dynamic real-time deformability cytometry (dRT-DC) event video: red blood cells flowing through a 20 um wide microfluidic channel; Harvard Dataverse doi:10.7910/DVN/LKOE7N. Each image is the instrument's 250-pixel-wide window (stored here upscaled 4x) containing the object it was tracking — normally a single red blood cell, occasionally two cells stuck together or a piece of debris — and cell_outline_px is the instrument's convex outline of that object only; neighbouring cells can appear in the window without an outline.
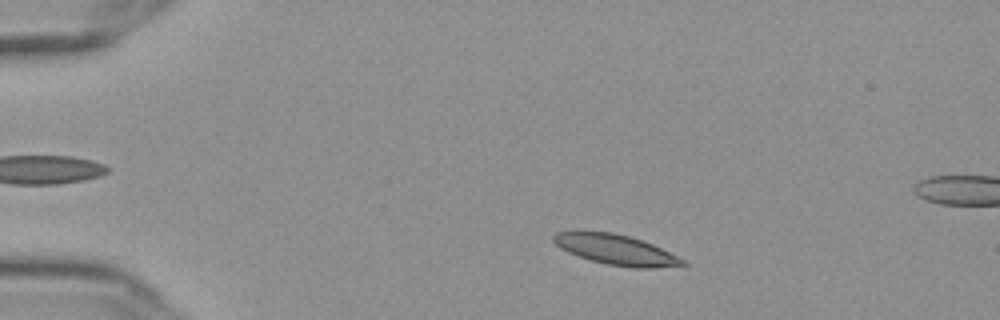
{"species": "Egyptian fruit bat (a non-hibernating species)", "species_latin": "Rousettus aegyptiacus", "temperature_condition": "cold", "stored_images_in_passage": 53, "segment_of_instrument_passage": [1, 2], "camera_frame_rate_fps": 3000, "um_per_image_px": 0.085, "frame": {"image": 1, "passage_image": 7, "time_ms": 2.0, "image_size_px": [1000, 320], "cell_outline_px": [[688, 264], [652, 268], [636, 268], [608, 264], [592, 260], [568, 252], [560, 248], [552, 240], [552, 236], [556, 232], [572, 228], [576, 228], [612, 232], [628, 236], [652, 244], [684, 260]], "centroid_in_image_um": [52.22, 21.16], "position_along_channel_um": 32.8, "area_um2": 22.95}}
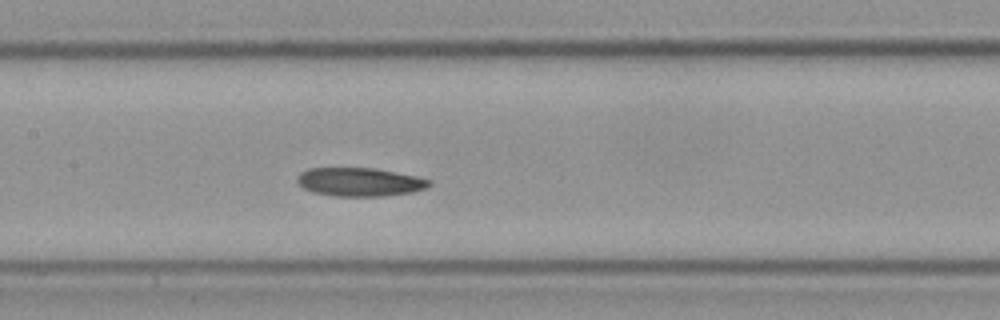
{"frame": {"image": 2, "passage_image": 24, "time_ms": 7.667, "image_size_px": [1000, 320], "cell_outline_px": [[432, 184], [424, 188], [412, 192], [384, 196], [332, 196], [312, 192], [304, 188], [296, 180], [296, 176], [300, 172], [308, 168], [376, 168], [416, 176], [432, 180]], "centroid_in_image_um": [30.56, 15.46], "position_along_channel_um": 176.8, "area_um2": 22.08}}
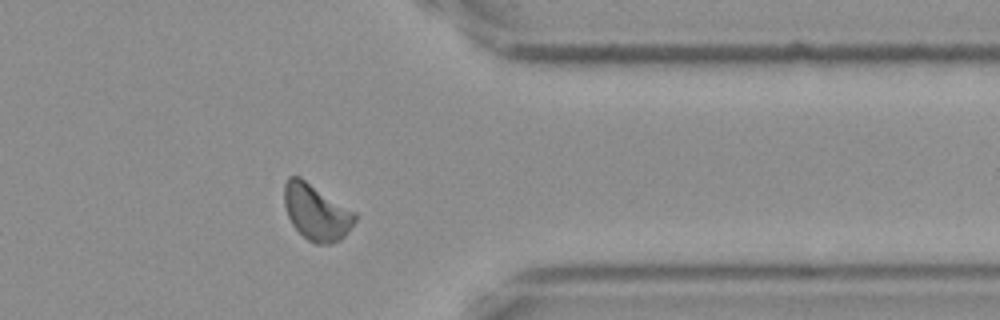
{"frame": {"image": 3, "passage_image": 42, "time_ms": 13.667, "image_size_px": [1000, 320], "cell_outline_px": [[356, 220], [344, 236], [340, 240], [332, 244], [316, 244], [308, 240], [292, 224], [288, 216], [284, 204], [284, 184], [288, 176], [300, 176], [356, 212]], "centroid_in_image_um": [26.89, 18.02], "position_along_channel_um": 384.5, "area_um2": 23.12}}